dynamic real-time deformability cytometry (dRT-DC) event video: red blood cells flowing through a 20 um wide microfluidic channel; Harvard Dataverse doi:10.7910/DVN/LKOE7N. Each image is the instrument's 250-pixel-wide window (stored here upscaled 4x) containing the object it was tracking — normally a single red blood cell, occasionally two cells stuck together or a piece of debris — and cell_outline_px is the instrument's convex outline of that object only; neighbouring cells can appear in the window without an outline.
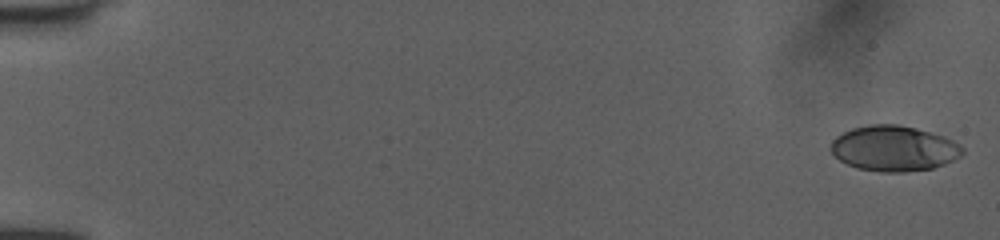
{"species": "human", "species_latin": "Homo sapiens", "temperature_condition": "room temperature", "stored_images_in_passage": 44, "camera_frame_rate_fps": 3000, "um_per_image_px": 0.085, "donor": {"sex": "female"}, "frame": {"image": 1, "passage_image": 1, "time_ms": 0.0, "image_size_px": [1000, 240], "cell_outline_px": [[964, 152], [960, 156], [944, 164], [932, 168], [904, 172], [880, 172], [856, 168], [840, 160], [828, 148], [832, 140], [836, 136], [852, 128], [868, 124], [896, 124], [916, 128], [944, 136], [960, 144], [964, 148]], "centroid_in_image_um": [75.97, 12.61], "position_along_channel_um": 9.0, "area_um2": 34.97}}
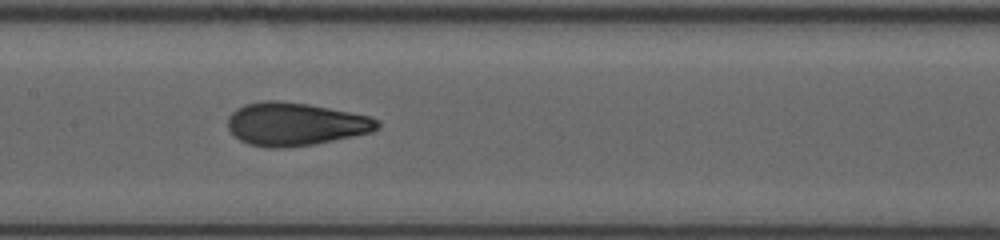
{"frame": {"image": 2, "passage_image": 25, "time_ms": 8.0, "image_size_px": [1000, 240], "cell_outline_px": [[380, 128], [372, 132], [312, 144], [284, 148], [268, 148], [248, 144], [240, 140], [228, 128], [228, 116], [236, 108], [244, 104], [264, 100], [280, 100], [308, 104], [368, 116], [380, 120]], "centroid_in_image_um": [25.08, 10.54], "position_along_channel_um": 182.3, "area_um2": 37.45}}
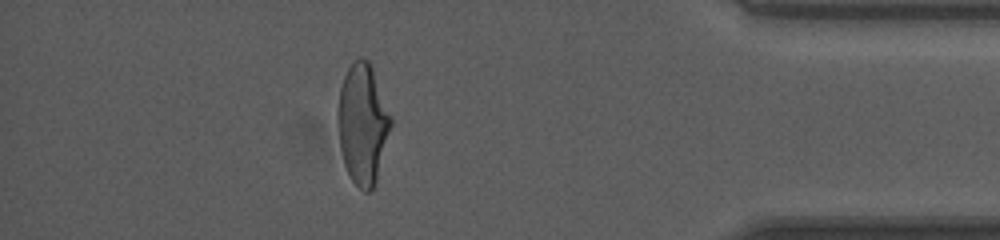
{"frame": {"image": 3, "passage_image": 43, "time_ms": 14.0, "image_size_px": [1000, 240], "cell_outline_px": [[392, 124], [376, 180], [372, 188], [368, 192], [364, 192], [352, 180], [344, 164], [340, 148], [336, 124], [336, 112], [340, 88], [344, 76], [348, 68], [360, 56], [368, 60], [372, 68], [392, 116]], "centroid_in_image_um": [30.81, 10.51], "position_along_channel_um": 404.4, "area_um2": 37.22}}